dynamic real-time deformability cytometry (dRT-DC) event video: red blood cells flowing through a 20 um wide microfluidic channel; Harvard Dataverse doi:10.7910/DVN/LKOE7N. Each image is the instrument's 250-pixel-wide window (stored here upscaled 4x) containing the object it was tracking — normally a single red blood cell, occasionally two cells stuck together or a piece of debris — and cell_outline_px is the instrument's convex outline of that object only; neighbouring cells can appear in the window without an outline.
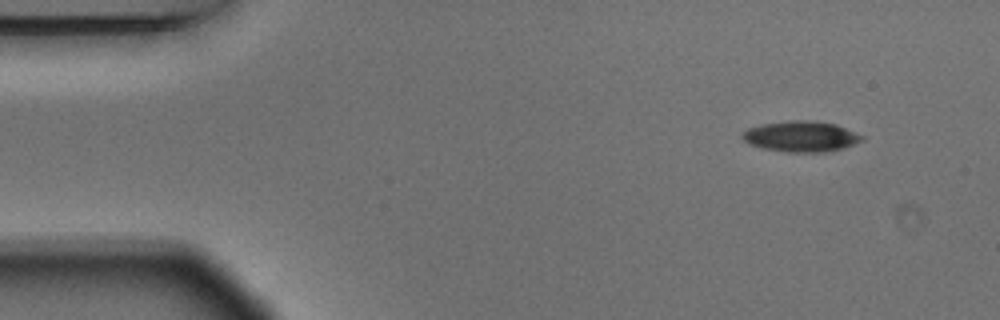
{"species": "Egyptian fruit bat (a non-hibernating species)", "species_latin": "Rousettus aegyptiacus", "temperature_condition": "warm", "stored_images_in_passage": 5, "camera_frame_rate_fps": 3000, "um_per_image_px": 0.085, "animal": {"sex": "male"}, "frame": {"image": 1, "passage_image": 1, "time_ms": 0.0, "image_size_px": [1000, 320], "cell_outline_px": [[864, 140], [844, 148], [828, 152], [788, 152], [764, 148], [748, 144], [740, 136], [748, 128], [760, 124], [788, 120], [808, 120], [836, 124], [864, 136]], "centroid_in_image_um": [68.09, 11.59], "position_along_channel_um": 16.9, "area_um2": 21.5}}
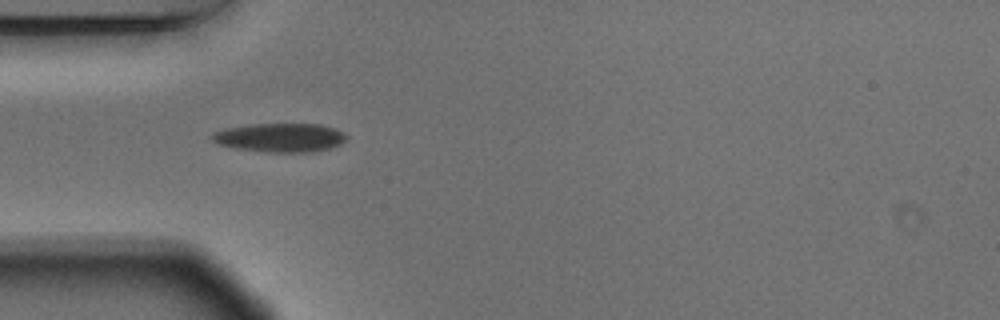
{"frame": {"image": 2, "passage_image": 4, "time_ms": 1.0, "image_size_px": [1000, 320], "cell_outline_px": [[348, 136], [340, 144], [332, 148], [312, 152], [272, 152], [236, 148], [216, 144], [208, 136], [224, 128], [252, 124], [320, 124], [336, 128], [344, 132]], "centroid_in_image_um": [23.82, 11.69], "position_along_channel_um": 61.2, "area_um2": 22.72}}
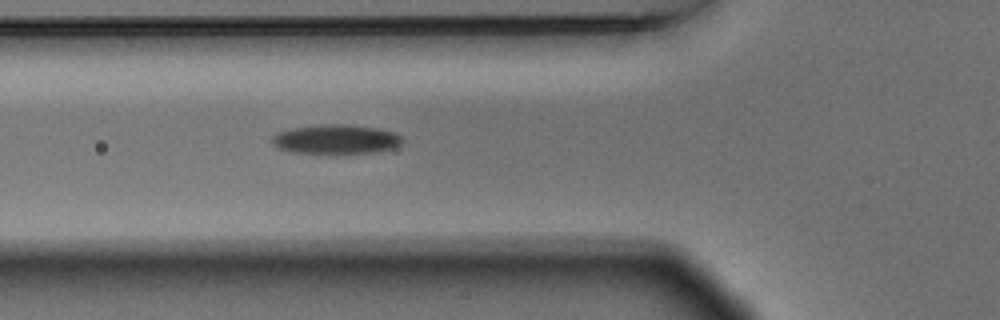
{"frame": {"image": 3, "passage_image": 5, "time_ms": 1.333, "image_size_px": [1000, 320], "cell_outline_px": [[404, 140], [400, 144], [392, 148], [376, 152], [332, 156], [296, 152], [280, 148], [272, 144], [272, 136], [276, 132], [292, 128], [328, 124], [340, 124], [376, 128], [392, 132], [400, 136]], "centroid_in_image_um": [28.54, 11.88], "position_along_channel_um": 97.3, "area_um2": 22.72}}